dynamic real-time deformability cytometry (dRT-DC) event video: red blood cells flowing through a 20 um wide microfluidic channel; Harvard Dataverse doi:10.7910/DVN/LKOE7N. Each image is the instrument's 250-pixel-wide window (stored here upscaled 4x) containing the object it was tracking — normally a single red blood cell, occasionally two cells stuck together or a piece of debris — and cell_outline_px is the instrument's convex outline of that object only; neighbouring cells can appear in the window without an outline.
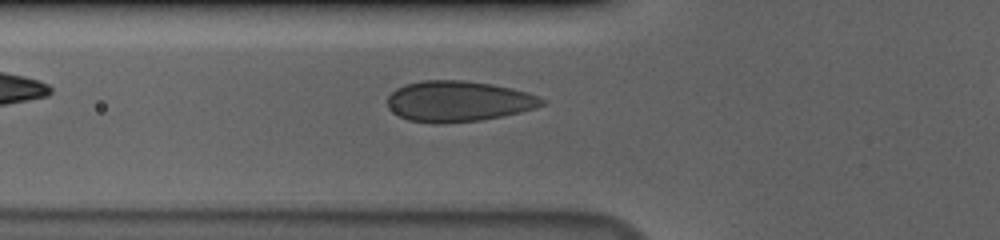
{"species": "human", "species_latin": "Homo sapiens", "temperature_condition": "cold", "stored_images_in_passage": 37, "camera_frame_rate_fps": 3000, "um_per_image_px": 0.085, "donor": {"sex": "male"}, "frame": {"image": 1, "passage_image": 6, "time_ms": 1.667, "image_size_px": [1000, 240], "cell_outline_px": [[544, 104], [536, 108], [520, 112], [480, 120], [440, 124], [432, 124], [408, 120], [392, 112], [388, 108], [388, 96], [396, 88], [404, 84], [424, 80], [464, 80], [492, 84], [512, 88], [528, 92], [540, 96], [544, 100]], "centroid_in_image_um": [38.95, 8.61], "position_along_channel_um": 86.9, "area_um2": 36.88}}
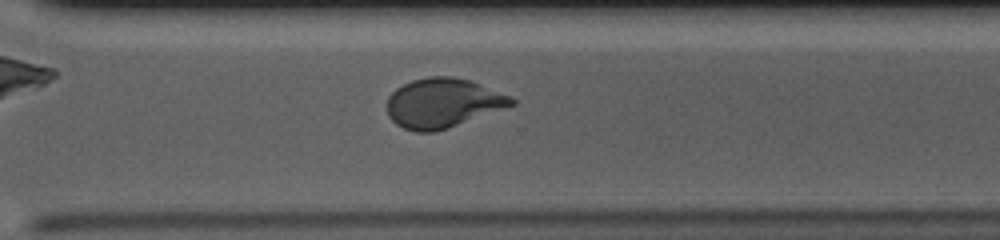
{"frame": {"image": 2, "passage_image": 26, "time_ms": 8.333, "image_size_px": [1000, 240], "cell_outline_px": [[516, 104], [448, 128], [432, 132], [416, 132], [404, 128], [396, 124], [388, 116], [388, 96], [396, 88], [412, 80], [432, 76], [452, 76], [468, 80], [512, 96], [516, 100]], "centroid_in_image_um": [37.64, 8.76], "position_along_channel_um": 333.0, "area_um2": 35.66}}
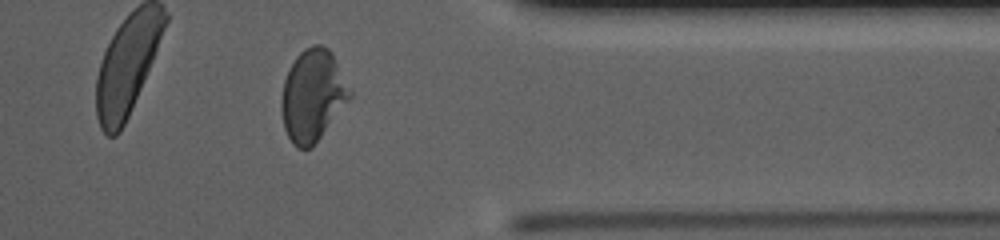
{"frame": {"image": 3, "passage_image": 31, "time_ms": 10.0, "image_size_px": [1000, 240], "cell_outline_px": [[352, 96], [312, 148], [296, 148], [292, 144], [284, 128], [280, 108], [280, 100], [284, 80], [296, 56], [304, 48], [312, 44], [320, 44], [328, 48], [332, 52], [352, 92]], "centroid_in_image_um": [26.56, 8.11], "position_along_channel_um": 384.8, "area_um2": 36.65}}